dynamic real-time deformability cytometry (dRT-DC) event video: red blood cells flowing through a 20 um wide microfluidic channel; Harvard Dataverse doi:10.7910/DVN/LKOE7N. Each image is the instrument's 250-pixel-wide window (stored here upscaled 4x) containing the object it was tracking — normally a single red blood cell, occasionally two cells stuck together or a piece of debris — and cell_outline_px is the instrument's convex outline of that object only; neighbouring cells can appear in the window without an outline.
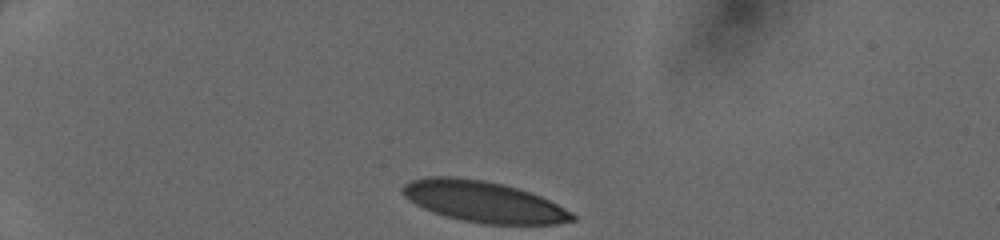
{"species": "human", "species_latin": "Homo sapiens", "temperature_condition": "cold", "stored_images_in_passage": 31, "camera_frame_rate_fps": 3000, "um_per_image_px": 0.085, "donor": {"sex": "female"}, "frame": {"image": 1, "passage_image": 1, "time_ms": 0.0, "image_size_px": [1000, 240], "cell_outline_px": [[576, 220], [556, 224], [484, 224], [464, 220], [432, 212], [408, 200], [400, 192], [400, 188], [404, 184], [412, 180], [428, 176], [452, 176], [484, 180], [516, 188], [540, 196], [572, 212], [576, 216]], "centroid_in_image_um": [41.07, 17.14], "position_along_channel_um": 43.9, "area_um2": 40.34}}
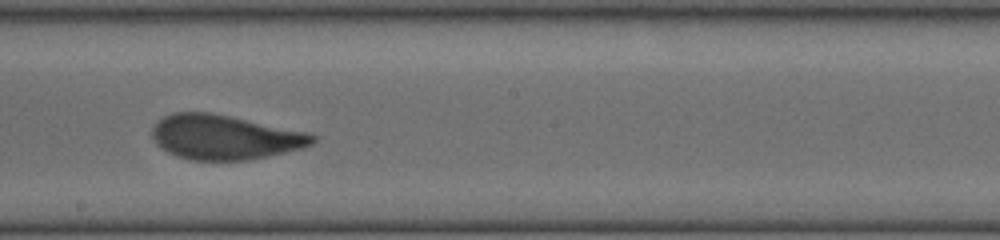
{"frame": {"image": 2, "passage_image": 18, "time_ms": 5.667, "image_size_px": [1000, 240], "cell_outline_px": [[316, 140], [312, 144], [304, 148], [248, 160], [192, 160], [176, 156], [160, 148], [156, 144], [152, 136], [152, 128], [164, 116], [172, 112], [212, 112], [312, 132], [316, 136]], "centroid_in_image_um": [19.14, 11.65], "position_along_channel_um": 229.1, "area_um2": 42.14}}
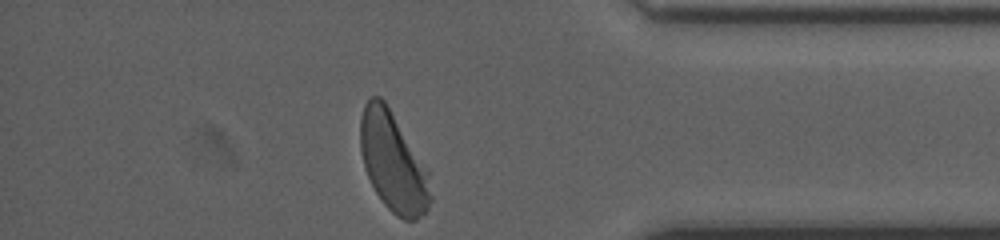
{"frame": {"image": 3, "passage_image": 31, "time_ms": 10.0, "image_size_px": [1000, 240], "cell_outline_px": [[432, 200], [428, 208], [416, 220], [404, 220], [396, 216], [384, 204], [376, 192], [364, 168], [360, 148], [360, 120], [364, 104], [372, 96], [380, 96], [384, 100], [428, 168], [432, 196]], "centroid_in_image_um": [33.43, 13.79], "position_along_channel_um": 401.8, "area_um2": 40.69}}